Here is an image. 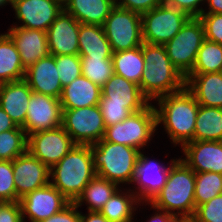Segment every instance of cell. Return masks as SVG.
<instances>
[{
    "label": "cell",
    "instance_id": "2",
    "mask_svg": "<svg viewBox=\"0 0 222 222\" xmlns=\"http://www.w3.org/2000/svg\"><path fill=\"white\" fill-rule=\"evenodd\" d=\"M142 53L145 69L139 87L149 101L185 87V77L173 66L164 45L143 42Z\"/></svg>",
    "mask_w": 222,
    "mask_h": 222
},
{
    "label": "cell",
    "instance_id": "38",
    "mask_svg": "<svg viewBox=\"0 0 222 222\" xmlns=\"http://www.w3.org/2000/svg\"><path fill=\"white\" fill-rule=\"evenodd\" d=\"M193 217L198 222H222V194L197 206Z\"/></svg>",
    "mask_w": 222,
    "mask_h": 222
},
{
    "label": "cell",
    "instance_id": "27",
    "mask_svg": "<svg viewBox=\"0 0 222 222\" xmlns=\"http://www.w3.org/2000/svg\"><path fill=\"white\" fill-rule=\"evenodd\" d=\"M25 68L11 37L0 35V84L24 79Z\"/></svg>",
    "mask_w": 222,
    "mask_h": 222
},
{
    "label": "cell",
    "instance_id": "20",
    "mask_svg": "<svg viewBox=\"0 0 222 222\" xmlns=\"http://www.w3.org/2000/svg\"><path fill=\"white\" fill-rule=\"evenodd\" d=\"M8 30L7 34L13 40L25 69L50 54L45 31L28 29L18 25H13Z\"/></svg>",
    "mask_w": 222,
    "mask_h": 222
},
{
    "label": "cell",
    "instance_id": "14",
    "mask_svg": "<svg viewBox=\"0 0 222 222\" xmlns=\"http://www.w3.org/2000/svg\"><path fill=\"white\" fill-rule=\"evenodd\" d=\"M16 201L50 183V168L28 150L13 160Z\"/></svg>",
    "mask_w": 222,
    "mask_h": 222
},
{
    "label": "cell",
    "instance_id": "42",
    "mask_svg": "<svg viewBox=\"0 0 222 222\" xmlns=\"http://www.w3.org/2000/svg\"><path fill=\"white\" fill-rule=\"evenodd\" d=\"M0 222H23L19 201L0 202Z\"/></svg>",
    "mask_w": 222,
    "mask_h": 222
},
{
    "label": "cell",
    "instance_id": "37",
    "mask_svg": "<svg viewBox=\"0 0 222 222\" xmlns=\"http://www.w3.org/2000/svg\"><path fill=\"white\" fill-rule=\"evenodd\" d=\"M16 201L13 161L0 160V202Z\"/></svg>",
    "mask_w": 222,
    "mask_h": 222
},
{
    "label": "cell",
    "instance_id": "17",
    "mask_svg": "<svg viewBox=\"0 0 222 222\" xmlns=\"http://www.w3.org/2000/svg\"><path fill=\"white\" fill-rule=\"evenodd\" d=\"M169 171L170 166L166 168L157 161H149V158L140 151L132 182L138 185L139 192L135 190L133 193L140 203L142 201L143 204L146 202L149 205L166 184Z\"/></svg>",
    "mask_w": 222,
    "mask_h": 222
},
{
    "label": "cell",
    "instance_id": "8",
    "mask_svg": "<svg viewBox=\"0 0 222 222\" xmlns=\"http://www.w3.org/2000/svg\"><path fill=\"white\" fill-rule=\"evenodd\" d=\"M113 53L143 44L141 15L115 6L102 25Z\"/></svg>",
    "mask_w": 222,
    "mask_h": 222
},
{
    "label": "cell",
    "instance_id": "12",
    "mask_svg": "<svg viewBox=\"0 0 222 222\" xmlns=\"http://www.w3.org/2000/svg\"><path fill=\"white\" fill-rule=\"evenodd\" d=\"M62 116L59 99L32 91L23 129L27 137L36 132L54 129L62 125Z\"/></svg>",
    "mask_w": 222,
    "mask_h": 222
},
{
    "label": "cell",
    "instance_id": "23",
    "mask_svg": "<svg viewBox=\"0 0 222 222\" xmlns=\"http://www.w3.org/2000/svg\"><path fill=\"white\" fill-rule=\"evenodd\" d=\"M185 87L199 105L222 108V72L188 74Z\"/></svg>",
    "mask_w": 222,
    "mask_h": 222
},
{
    "label": "cell",
    "instance_id": "1",
    "mask_svg": "<svg viewBox=\"0 0 222 222\" xmlns=\"http://www.w3.org/2000/svg\"><path fill=\"white\" fill-rule=\"evenodd\" d=\"M155 108L157 127L163 124L171 143L180 144L194 141L196 115L199 109L193 94L184 87L182 90L158 97ZM159 109V110H158Z\"/></svg>",
    "mask_w": 222,
    "mask_h": 222
},
{
    "label": "cell",
    "instance_id": "11",
    "mask_svg": "<svg viewBox=\"0 0 222 222\" xmlns=\"http://www.w3.org/2000/svg\"><path fill=\"white\" fill-rule=\"evenodd\" d=\"M76 144L61 126L33 133L28 136L27 150L43 164L51 168Z\"/></svg>",
    "mask_w": 222,
    "mask_h": 222
},
{
    "label": "cell",
    "instance_id": "15",
    "mask_svg": "<svg viewBox=\"0 0 222 222\" xmlns=\"http://www.w3.org/2000/svg\"><path fill=\"white\" fill-rule=\"evenodd\" d=\"M12 8L16 18L22 22L20 27L47 31L63 6L55 0H13Z\"/></svg>",
    "mask_w": 222,
    "mask_h": 222
},
{
    "label": "cell",
    "instance_id": "48",
    "mask_svg": "<svg viewBox=\"0 0 222 222\" xmlns=\"http://www.w3.org/2000/svg\"><path fill=\"white\" fill-rule=\"evenodd\" d=\"M208 3V12L204 10L202 13H222V0H206ZM206 11V12H205Z\"/></svg>",
    "mask_w": 222,
    "mask_h": 222
},
{
    "label": "cell",
    "instance_id": "28",
    "mask_svg": "<svg viewBox=\"0 0 222 222\" xmlns=\"http://www.w3.org/2000/svg\"><path fill=\"white\" fill-rule=\"evenodd\" d=\"M138 204L140 202L131 189L122 192L118 188L99 212L110 222H133V212Z\"/></svg>",
    "mask_w": 222,
    "mask_h": 222
},
{
    "label": "cell",
    "instance_id": "49",
    "mask_svg": "<svg viewBox=\"0 0 222 222\" xmlns=\"http://www.w3.org/2000/svg\"><path fill=\"white\" fill-rule=\"evenodd\" d=\"M178 222H198L193 216H183Z\"/></svg>",
    "mask_w": 222,
    "mask_h": 222
},
{
    "label": "cell",
    "instance_id": "9",
    "mask_svg": "<svg viewBox=\"0 0 222 222\" xmlns=\"http://www.w3.org/2000/svg\"><path fill=\"white\" fill-rule=\"evenodd\" d=\"M62 110V127L76 145H93L103 139L106 126L99 105Z\"/></svg>",
    "mask_w": 222,
    "mask_h": 222
},
{
    "label": "cell",
    "instance_id": "32",
    "mask_svg": "<svg viewBox=\"0 0 222 222\" xmlns=\"http://www.w3.org/2000/svg\"><path fill=\"white\" fill-rule=\"evenodd\" d=\"M222 72V44L204 39L189 74Z\"/></svg>",
    "mask_w": 222,
    "mask_h": 222
},
{
    "label": "cell",
    "instance_id": "35",
    "mask_svg": "<svg viewBox=\"0 0 222 222\" xmlns=\"http://www.w3.org/2000/svg\"><path fill=\"white\" fill-rule=\"evenodd\" d=\"M82 75L103 87L114 74L112 58H81Z\"/></svg>",
    "mask_w": 222,
    "mask_h": 222
},
{
    "label": "cell",
    "instance_id": "33",
    "mask_svg": "<svg viewBox=\"0 0 222 222\" xmlns=\"http://www.w3.org/2000/svg\"><path fill=\"white\" fill-rule=\"evenodd\" d=\"M28 137L24 129L17 126L15 129L0 133V160L13 161L27 151Z\"/></svg>",
    "mask_w": 222,
    "mask_h": 222
},
{
    "label": "cell",
    "instance_id": "25",
    "mask_svg": "<svg viewBox=\"0 0 222 222\" xmlns=\"http://www.w3.org/2000/svg\"><path fill=\"white\" fill-rule=\"evenodd\" d=\"M116 0H67L63 10L81 24L103 25Z\"/></svg>",
    "mask_w": 222,
    "mask_h": 222
},
{
    "label": "cell",
    "instance_id": "44",
    "mask_svg": "<svg viewBox=\"0 0 222 222\" xmlns=\"http://www.w3.org/2000/svg\"><path fill=\"white\" fill-rule=\"evenodd\" d=\"M74 202H70L60 212L50 216L42 222H81L80 212Z\"/></svg>",
    "mask_w": 222,
    "mask_h": 222
},
{
    "label": "cell",
    "instance_id": "7",
    "mask_svg": "<svg viewBox=\"0 0 222 222\" xmlns=\"http://www.w3.org/2000/svg\"><path fill=\"white\" fill-rule=\"evenodd\" d=\"M205 39L204 27L199 17H190L181 30L164 44L173 66L186 77L193 69L198 50Z\"/></svg>",
    "mask_w": 222,
    "mask_h": 222
},
{
    "label": "cell",
    "instance_id": "24",
    "mask_svg": "<svg viewBox=\"0 0 222 222\" xmlns=\"http://www.w3.org/2000/svg\"><path fill=\"white\" fill-rule=\"evenodd\" d=\"M101 87L81 75L62 88L59 98L62 109H77L99 105Z\"/></svg>",
    "mask_w": 222,
    "mask_h": 222
},
{
    "label": "cell",
    "instance_id": "26",
    "mask_svg": "<svg viewBox=\"0 0 222 222\" xmlns=\"http://www.w3.org/2000/svg\"><path fill=\"white\" fill-rule=\"evenodd\" d=\"M78 42L81 58H112L113 52L101 25L80 23Z\"/></svg>",
    "mask_w": 222,
    "mask_h": 222
},
{
    "label": "cell",
    "instance_id": "21",
    "mask_svg": "<svg viewBox=\"0 0 222 222\" xmlns=\"http://www.w3.org/2000/svg\"><path fill=\"white\" fill-rule=\"evenodd\" d=\"M24 80L35 93L49 95L57 99L61 96L63 87L54 55L49 54L28 67L25 70Z\"/></svg>",
    "mask_w": 222,
    "mask_h": 222
},
{
    "label": "cell",
    "instance_id": "10",
    "mask_svg": "<svg viewBox=\"0 0 222 222\" xmlns=\"http://www.w3.org/2000/svg\"><path fill=\"white\" fill-rule=\"evenodd\" d=\"M190 17L175 7L161 4L141 15L143 42L164 45L170 41Z\"/></svg>",
    "mask_w": 222,
    "mask_h": 222
},
{
    "label": "cell",
    "instance_id": "34",
    "mask_svg": "<svg viewBox=\"0 0 222 222\" xmlns=\"http://www.w3.org/2000/svg\"><path fill=\"white\" fill-rule=\"evenodd\" d=\"M222 194V175L214 172H195V206Z\"/></svg>",
    "mask_w": 222,
    "mask_h": 222
},
{
    "label": "cell",
    "instance_id": "40",
    "mask_svg": "<svg viewBox=\"0 0 222 222\" xmlns=\"http://www.w3.org/2000/svg\"><path fill=\"white\" fill-rule=\"evenodd\" d=\"M99 107L106 127L122 122L131 114L124 105L99 104Z\"/></svg>",
    "mask_w": 222,
    "mask_h": 222
},
{
    "label": "cell",
    "instance_id": "18",
    "mask_svg": "<svg viewBox=\"0 0 222 222\" xmlns=\"http://www.w3.org/2000/svg\"><path fill=\"white\" fill-rule=\"evenodd\" d=\"M101 92L99 104L124 105L131 113L144 109L150 103L139 85L116 74L108 79Z\"/></svg>",
    "mask_w": 222,
    "mask_h": 222
},
{
    "label": "cell",
    "instance_id": "31",
    "mask_svg": "<svg viewBox=\"0 0 222 222\" xmlns=\"http://www.w3.org/2000/svg\"><path fill=\"white\" fill-rule=\"evenodd\" d=\"M117 189L116 183L95 176L74 203L79 208L86 201L88 211L99 212Z\"/></svg>",
    "mask_w": 222,
    "mask_h": 222
},
{
    "label": "cell",
    "instance_id": "5",
    "mask_svg": "<svg viewBox=\"0 0 222 222\" xmlns=\"http://www.w3.org/2000/svg\"><path fill=\"white\" fill-rule=\"evenodd\" d=\"M96 176L116 183H132L140 150L101 139L90 145Z\"/></svg>",
    "mask_w": 222,
    "mask_h": 222
},
{
    "label": "cell",
    "instance_id": "4",
    "mask_svg": "<svg viewBox=\"0 0 222 222\" xmlns=\"http://www.w3.org/2000/svg\"><path fill=\"white\" fill-rule=\"evenodd\" d=\"M195 171L180 158L173 159L167 182L162 190L150 202L153 209L165 210L179 216H193L195 206ZM177 210L178 212H174Z\"/></svg>",
    "mask_w": 222,
    "mask_h": 222
},
{
    "label": "cell",
    "instance_id": "6",
    "mask_svg": "<svg viewBox=\"0 0 222 222\" xmlns=\"http://www.w3.org/2000/svg\"><path fill=\"white\" fill-rule=\"evenodd\" d=\"M156 127L155 106L150 102L144 109L131 113L122 122L106 127L103 139L141 150L150 142Z\"/></svg>",
    "mask_w": 222,
    "mask_h": 222
},
{
    "label": "cell",
    "instance_id": "46",
    "mask_svg": "<svg viewBox=\"0 0 222 222\" xmlns=\"http://www.w3.org/2000/svg\"><path fill=\"white\" fill-rule=\"evenodd\" d=\"M16 127H17L16 123L0 107V133L3 131L15 129Z\"/></svg>",
    "mask_w": 222,
    "mask_h": 222
},
{
    "label": "cell",
    "instance_id": "22",
    "mask_svg": "<svg viewBox=\"0 0 222 222\" xmlns=\"http://www.w3.org/2000/svg\"><path fill=\"white\" fill-rule=\"evenodd\" d=\"M31 94L32 90L24 79L0 84V107L22 128Z\"/></svg>",
    "mask_w": 222,
    "mask_h": 222
},
{
    "label": "cell",
    "instance_id": "13",
    "mask_svg": "<svg viewBox=\"0 0 222 222\" xmlns=\"http://www.w3.org/2000/svg\"><path fill=\"white\" fill-rule=\"evenodd\" d=\"M23 222L26 215L31 222H42L60 212L70 201L50 183L27 193L20 200Z\"/></svg>",
    "mask_w": 222,
    "mask_h": 222
},
{
    "label": "cell",
    "instance_id": "41",
    "mask_svg": "<svg viewBox=\"0 0 222 222\" xmlns=\"http://www.w3.org/2000/svg\"><path fill=\"white\" fill-rule=\"evenodd\" d=\"M163 3L164 0H116L117 6L140 15L160 6Z\"/></svg>",
    "mask_w": 222,
    "mask_h": 222
},
{
    "label": "cell",
    "instance_id": "30",
    "mask_svg": "<svg viewBox=\"0 0 222 222\" xmlns=\"http://www.w3.org/2000/svg\"><path fill=\"white\" fill-rule=\"evenodd\" d=\"M114 74L122 76L137 85L141 82L144 71L142 46L112 53Z\"/></svg>",
    "mask_w": 222,
    "mask_h": 222
},
{
    "label": "cell",
    "instance_id": "36",
    "mask_svg": "<svg viewBox=\"0 0 222 222\" xmlns=\"http://www.w3.org/2000/svg\"><path fill=\"white\" fill-rule=\"evenodd\" d=\"M56 68L62 87L70 84L82 75L81 57L79 55L55 56Z\"/></svg>",
    "mask_w": 222,
    "mask_h": 222
},
{
    "label": "cell",
    "instance_id": "51",
    "mask_svg": "<svg viewBox=\"0 0 222 222\" xmlns=\"http://www.w3.org/2000/svg\"><path fill=\"white\" fill-rule=\"evenodd\" d=\"M57 2H59L62 6L67 2V0H55Z\"/></svg>",
    "mask_w": 222,
    "mask_h": 222
},
{
    "label": "cell",
    "instance_id": "50",
    "mask_svg": "<svg viewBox=\"0 0 222 222\" xmlns=\"http://www.w3.org/2000/svg\"><path fill=\"white\" fill-rule=\"evenodd\" d=\"M13 0H0V7L5 6L7 3L12 5Z\"/></svg>",
    "mask_w": 222,
    "mask_h": 222
},
{
    "label": "cell",
    "instance_id": "47",
    "mask_svg": "<svg viewBox=\"0 0 222 222\" xmlns=\"http://www.w3.org/2000/svg\"><path fill=\"white\" fill-rule=\"evenodd\" d=\"M80 212L81 222H110L106 217H104L100 212L88 211L87 215H83Z\"/></svg>",
    "mask_w": 222,
    "mask_h": 222
},
{
    "label": "cell",
    "instance_id": "29",
    "mask_svg": "<svg viewBox=\"0 0 222 222\" xmlns=\"http://www.w3.org/2000/svg\"><path fill=\"white\" fill-rule=\"evenodd\" d=\"M194 141H222V108L199 105Z\"/></svg>",
    "mask_w": 222,
    "mask_h": 222
},
{
    "label": "cell",
    "instance_id": "39",
    "mask_svg": "<svg viewBox=\"0 0 222 222\" xmlns=\"http://www.w3.org/2000/svg\"><path fill=\"white\" fill-rule=\"evenodd\" d=\"M205 39L222 44V13H202L199 16Z\"/></svg>",
    "mask_w": 222,
    "mask_h": 222
},
{
    "label": "cell",
    "instance_id": "19",
    "mask_svg": "<svg viewBox=\"0 0 222 222\" xmlns=\"http://www.w3.org/2000/svg\"><path fill=\"white\" fill-rule=\"evenodd\" d=\"M180 158L195 172H214L222 175V141H190L181 147Z\"/></svg>",
    "mask_w": 222,
    "mask_h": 222
},
{
    "label": "cell",
    "instance_id": "43",
    "mask_svg": "<svg viewBox=\"0 0 222 222\" xmlns=\"http://www.w3.org/2000/svg\"><path fill=\"white\" fill-rule=\"evenodd\" d=\"M206 0H164V4L185 12L189 17H199L204 11L199 4Z\"/></svg>",
    "mask_w": 222,
    "mask_h": 222
},
{
    "label": "cell",
    "instance_id": "3",
    "mask_svg": "<svg viewBox=\"0 0 222 222\" xmlns=\"http://www.w3.org/2000/svg\"><path fill=\"white\" fill-rule=\"evenodd\" d=\"M95 176L90 145H75L50 168V184L70 202L76 201Z\"/></svg>",
    "mask_w": 222,
    "mask_h": 222
},
{
    "label": "cell",
    "instance_id": "45",
    "mask_svg": "<svg viewBox=\"0 0 222 222\" xmlns=\"http://www.w3.org/2000/svg\"><path fill=\"white\" fill-rule=\"evenodd\" d=\"M158 213L154 214V216L150 217L148 222H178V220L182 217L177 214H170L165 210L156 209Z\"/></svg>",
    "mask_w": 222,
    "mask_h": 222
},
{
    "label": "cell",
    "instance_id": "16",
    "mask_svg": "<svg viewBox=\"0 0 222 222\" xmlns=\"http://www.w3.org/2000/svg\"><path fill=\"white\" fill-rule=\"evenodd\" d=\"M80 23L62 10L46 31L49 53L59 55H79Z\"/></svg>",
    "mask_w": 222,
    "mask_h": 222
}]
</instances>
